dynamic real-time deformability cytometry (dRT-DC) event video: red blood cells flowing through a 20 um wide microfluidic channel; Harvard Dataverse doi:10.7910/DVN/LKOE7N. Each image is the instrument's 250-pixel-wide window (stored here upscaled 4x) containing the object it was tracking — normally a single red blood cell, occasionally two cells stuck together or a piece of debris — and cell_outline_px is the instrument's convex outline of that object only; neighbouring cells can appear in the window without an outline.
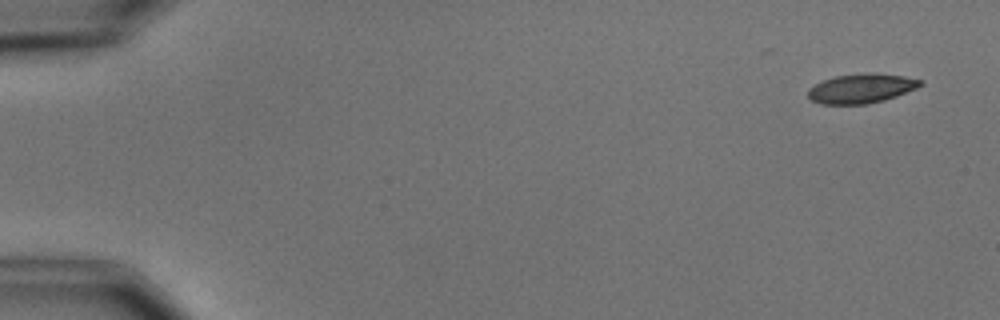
{"species": "common noctule bat (a hibernating species)", "species_latin": "Nyctalus noctula", "temperature_condition": "cold", "stored_images_in_passage": 5, "camera_frame_rate_fps": 3000, "um_per_image_px": 0.085, "animal": {"sex": "male", "body_mass_g": 15.6}, "frame": {"image": 1, "passage_image": 1, "time_ms": 0.0, "image_size_px": [1000, 320], "cell_outline_px": [[924, 84], [916, 88], [896, 96], [884, 100], [864, 104], [820, 104], [812, 100], [808, 96], [808, 88], [824, 80], [836, 76], [872, 72], [904, 76], [920, 80]], "centroid_in_image_um": [73.21, 7.51], "position_along_channel_um": 11.8, "area_um2": 19.07}}
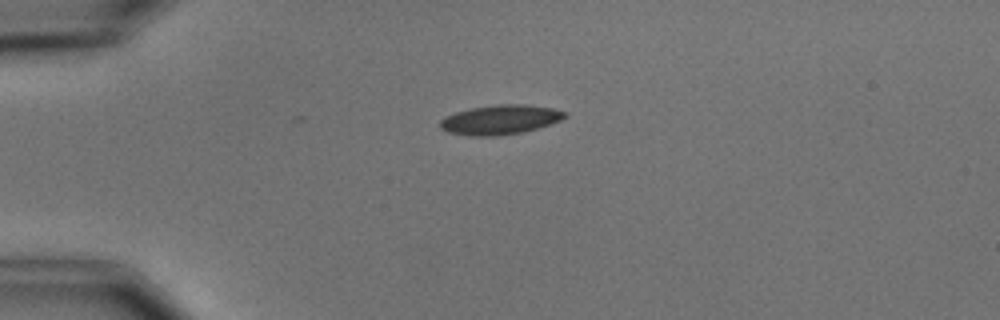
{"frame": {"image": 2, "passage_image": 4, "time_ms": 3.667, "image_size_px": [1000, 320], "cell_outline_px": [[568, 116], [552, 124], [520, 132], [496, 136], [472, 136], [448, 132], [440, 128], [440, 120], [444, 116], [456, 112], [472, 108], [496, 104], [524, 104], [552, 108], [568, 112]], "centroid_in_image_um": [42.52, 10.17], "position_along_channel_um": 42.5, "area_um2": 21.44}}